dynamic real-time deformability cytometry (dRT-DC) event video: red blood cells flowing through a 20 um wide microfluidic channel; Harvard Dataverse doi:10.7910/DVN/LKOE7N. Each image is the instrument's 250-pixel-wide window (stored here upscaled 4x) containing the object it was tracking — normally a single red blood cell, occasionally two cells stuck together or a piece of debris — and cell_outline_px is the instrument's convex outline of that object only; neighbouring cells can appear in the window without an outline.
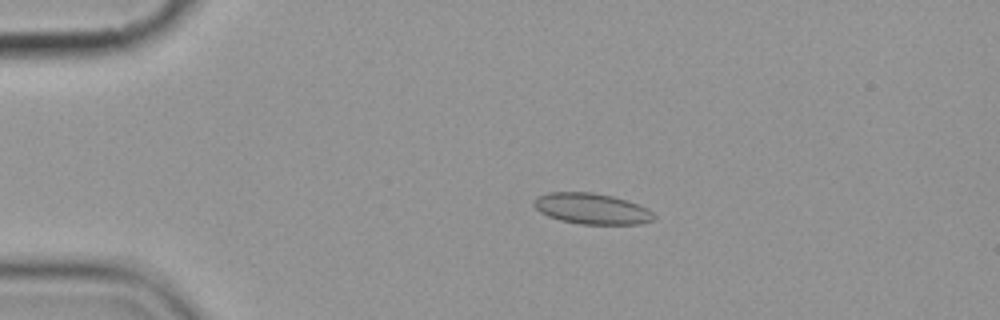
{"species": "common noctule bat (a hibernating species)", "species_latin": "Nyctalus noctula", "temperature_condition": "cold", "stored_images_in_passage": 6, "camera_frame_rate_fps": 3000, "um_per_image_px": 0.085, "animal": {"sex": "female", "body_mass_g": 19.9}, "frame": {"image": 1, "passage_image": 4, "time_ms": 3.667, "image_size_px": [1000, 320], "cell_outline_px": [[656, 216], [652, 220], [640, 224], [580, 224], [560, 220], [548, 216], [540, 212], [532, 204], [536, 196], [548, 192], [592, 192], [612, 196], [628, 200], [648, 208]], "centroid_in_image_um": [50.29, 17.73], "position_along_channel_um": 34.7, "area_um2": 21.73}}
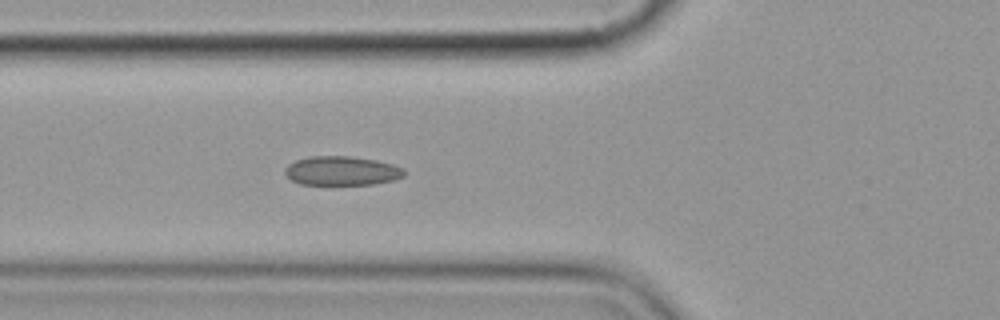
{"frame": {"image": 2, "passage_image": 6, "time_ms": 6.667, "image_size_px": [1000, 320], "cell_outline_px": [[404, 176], [392, 180], [372, 184], [300, 184], [292, 180], [284, 172], [284, 168], [288, 164], [296, 160], [308, 156], [352, 156], [376, 160], [392, 164], [404, 168]], "centroid_in_image_um": [29.03, 14.5], "position_along_channel_um": 96.8, "area_um2": 20.17}}